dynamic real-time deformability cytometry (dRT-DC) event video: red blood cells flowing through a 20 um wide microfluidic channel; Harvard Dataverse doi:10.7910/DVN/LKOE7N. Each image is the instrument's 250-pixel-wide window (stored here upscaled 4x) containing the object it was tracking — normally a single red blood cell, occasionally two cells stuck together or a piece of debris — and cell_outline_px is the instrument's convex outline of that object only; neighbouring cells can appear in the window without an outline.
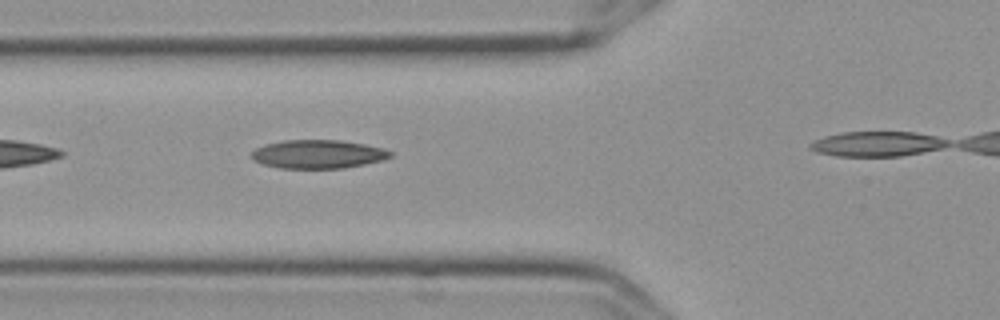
{"species": "Egyptian fruit bat (a non-hibernating species)", "species_latin": "Rousettus aegyptiacus", "temperature_condition": "cold", "stored_images_in_passage": 5, "camera_frame_rate_fps": 3000, "um_per_image_px": 0.085, "frame": {"image": 1, "passage_image": 4, "time_ms": 1.0, "image_size_px": [1000, 320], "cell_outline_px": [[392, 156], [380, 160], [364, 164], [344, 168], [280, 168], [264, 164], [252, 160], [252, 152], [256, 148], [264, 144], [284, 140], [340, 140], [364, 144], [384, 148], [392, 152]], "centroid_in_image_um": [27.02, 13.1], "position_along_channel_um": 98.8, "area_um2": 23.0}}